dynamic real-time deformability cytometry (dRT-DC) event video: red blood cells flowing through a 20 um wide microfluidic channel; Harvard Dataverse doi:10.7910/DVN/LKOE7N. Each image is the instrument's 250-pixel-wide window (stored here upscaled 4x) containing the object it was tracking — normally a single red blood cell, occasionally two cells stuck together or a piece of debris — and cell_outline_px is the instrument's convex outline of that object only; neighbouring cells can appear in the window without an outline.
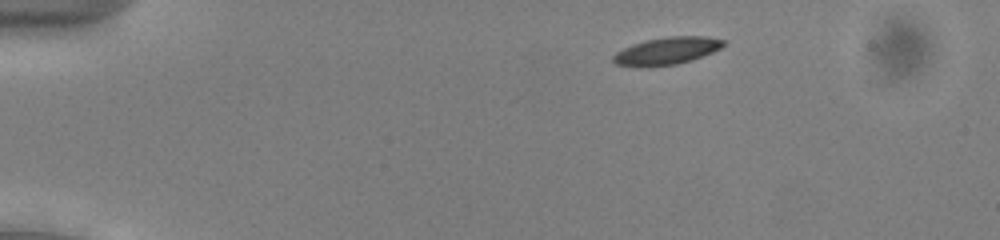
{"species": "common noctule bat (a hibernating species)", "species_latin": "Nyctalus noctula", "temperature_condition": "cold", "stored_images_in_passage": 49, "camera_frame_rate_fps": 3000, "um_per_image_px": 0.085, "animal": {"sex": "male", "body_mass_g": 13.0, "forearm_length_mm": 53.1}, "frame": {"image": 1, "passage_image": 5, "time_ms": 1.333, "image_size_px": [1000, 240], "cell_outline_px": [[724, 44], [720, 48], [712, 52], [692, 60], [676, 64], [616, 64], [612, 60], [612, 56], [616, 52], [632, 44], [648, 40], [668, 36], [704, 36], [724, 40]], "centroid_in_image_um": [56.73, 4.28], "position_along_channel_um": 28.3, "area_um2": 16.7}}
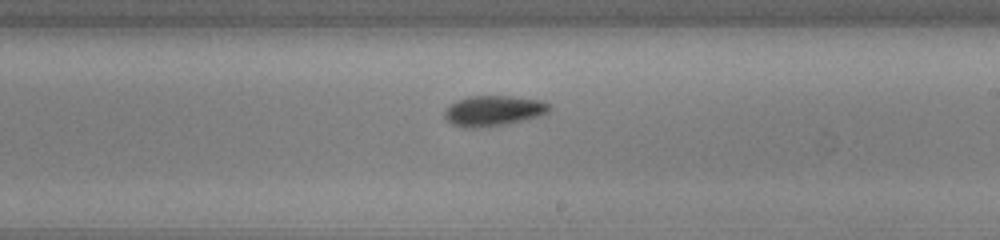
{"frame": {"image": 2, "passage_image": 28, "time_ms": 9.0, "image_size_px": [1000, 240], "cell_outline_px": [[552, 108], [548, 112], [540, 116], [528, 120], [504, 124], [476, 128], [460, 128], [452, 124], [444, 116], [444, 112], [456, 100], [468, 96], [508, 96], [540, 100], [552, 104]], "centroid_in_image_um": [41.98, 9.42], "position_along_channel_um": 247.0, "area_um2": 18.73}}
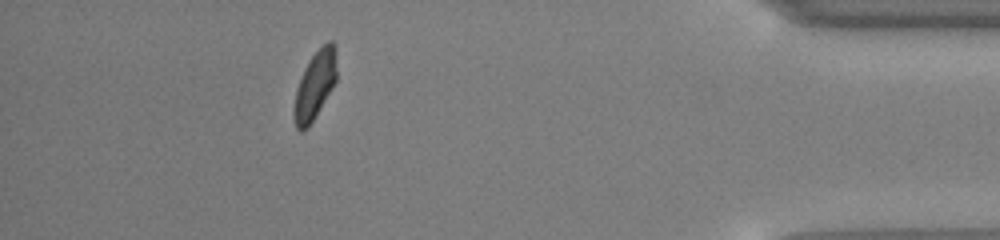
{"frame": {"image": 3, "passage_image": 44, "time_ms": 14.333, "image_size_px": [1000, 240], "cell_outline_px": [[336, 80], [332, 88], [308, 128], [300, 132], [296, 128], [292, 112], [296, 88], [308, 60], [328, 40], [332, 40], [336, 44]], "centroid_in_image_um": [26.75, 7.25], "position_along_channel_um": 408.4, "area_um2": 16.99}, "authors_computed_cell_mechanics": {"area_um2": 17.6868, "velocity_mm_per_s": 3.8786, "shape_relaxation_time_tau1_ms": 5.6367, "shape_relaxation_time_tau2_ms": 8.5035, "deformation_change_tau1": 0.1106, "deformation_change_tau2": 0.1405}}